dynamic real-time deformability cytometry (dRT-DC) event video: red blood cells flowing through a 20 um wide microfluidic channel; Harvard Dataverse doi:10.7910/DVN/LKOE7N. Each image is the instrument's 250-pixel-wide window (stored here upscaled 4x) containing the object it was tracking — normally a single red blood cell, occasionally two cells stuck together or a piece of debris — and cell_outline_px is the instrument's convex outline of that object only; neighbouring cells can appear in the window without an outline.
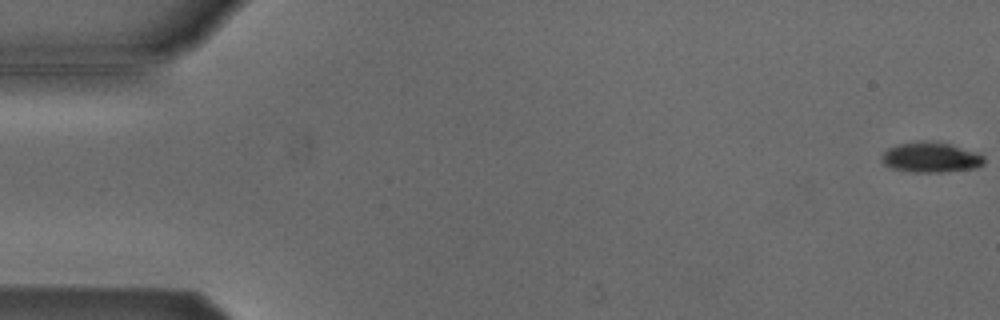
{"species": "Egyptian fruit bat (a non-hibernating species)", "species_latin": "Rousettus aegyptiacus", "temperature_condition": "cold", "stored_images_in_passage": 54, "camera_frame_rate_fps": 3000, "um_per_image_px": 0.085, "animal": {"sex": "male"}, "frame": {"image": 1, "passage_image": 1, "time_ms": 0.0, "image_size_px": [1000, 320], "cell_outline_px": [[984, 164], [976, 168], [940, 172], [912, 172], [892, 168], [884, 164], [880, 160], [880, 156], [888, 148], [900, 144], [920, 140], [940, 140], [976, 152], [984, 156]], "centroid_in_image_um": [79.12, 13.35], "position_along_channel_um": 5.9, "area_um2": 18.38}}
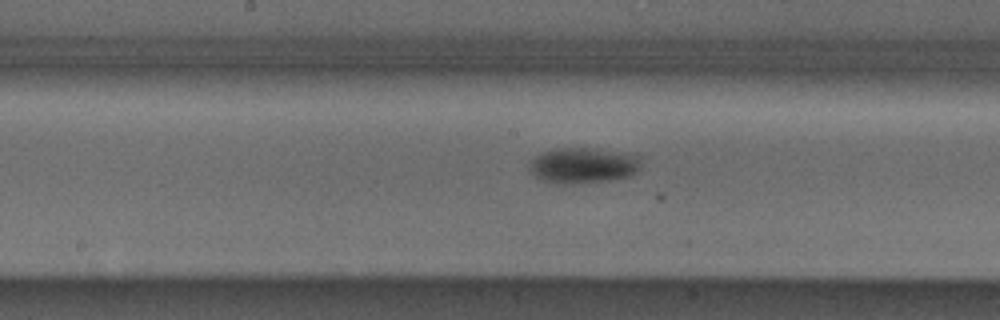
{"frame": {"image": 2, "passage_image": 28, "time_ms": 9.0, "image_size_px": [1000, 320], "cell_outline_px": [[640, 168], [632, 176], [608, 180], [572, 184], [556, 184], [544, 180], [528, 172], [532, 160], [536, 156], [544, 152], [560, 148], [588, 148], [636, 152], [640, 156]], "centroid_in_image_um": [49.65, 14.05], "position_along_channel_um": 198.6, "area_um2": 23.52}}
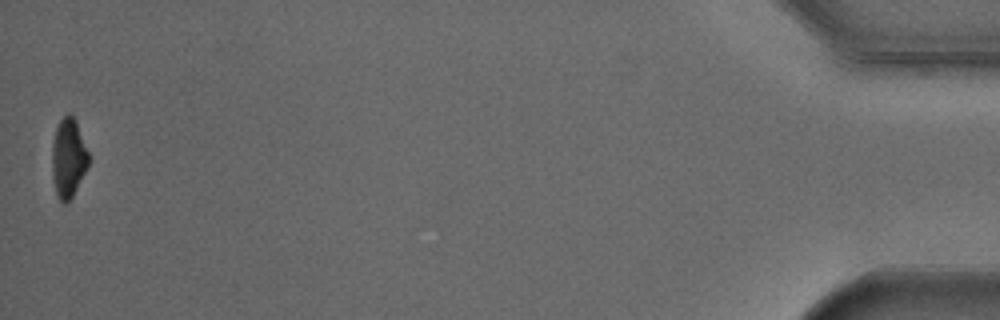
{"frame": {"image": 3, "passage_image": 54, "time_ms": 17.667, "image_size_px": [1000, 320], "cell_outline_px": [[92, 160], [68, 204], [64, 204], [56, 196], [52, 176], [52, 144], [56, 128], [60, 120], [68, 112], [76, 120]], "centroid_in_image_um": [5.83, 13.45], "position_along_channel_um": 429.4, "area_um2": 17.28}, "authors_computed_cell_mechanics": {"area_um2": 20.1433, "velocity_mm_per_s": 3.8198, "shape_relaxation_time_tau1_ms": 1.7874, "shape_relaxation_time_tau2_ms": null, "deformation_change_tau1": 0.0861, "deformation_change_tau2": null}}